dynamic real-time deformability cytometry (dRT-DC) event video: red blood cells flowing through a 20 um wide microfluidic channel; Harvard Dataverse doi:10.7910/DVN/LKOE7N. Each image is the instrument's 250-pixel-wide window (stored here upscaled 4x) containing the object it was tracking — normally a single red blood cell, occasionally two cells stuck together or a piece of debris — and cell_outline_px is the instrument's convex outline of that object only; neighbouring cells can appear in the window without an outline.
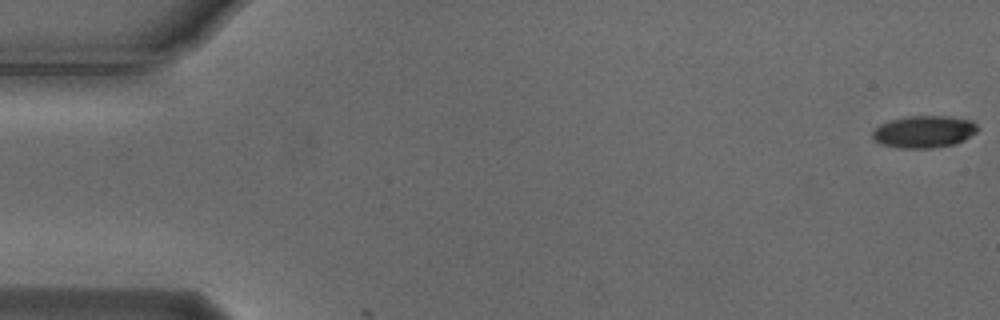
{"species": "Egyptian fruit bat (a non-hibernating species)", "species_latin": "Rousettus aegyptiacus", "temperature_condition": "cold", "stored_images_in_passage": 5, "camera_frame_rate_fps": 3000, "um_per_image_px": 0.085, "animal": {"sex": "male"}, "frame": {"image": 1, "passage_image": 1, "time_ms": 0.0, "image_size_px": [1000, 320], "cell_outline_px": [[980, 128], [976, 132], [964, 140], [956, 144], [932, 148], [900, 148], [884, 144], [876, 140], [872, 136], [872, 132], [880, 124], [892, 120], [908, 116], [952, 116], [972, 120]], "centroid_in_image_um": [78.6, 11.19], "position_along_channel_um": 6.4, "area_um2": 19.65}}